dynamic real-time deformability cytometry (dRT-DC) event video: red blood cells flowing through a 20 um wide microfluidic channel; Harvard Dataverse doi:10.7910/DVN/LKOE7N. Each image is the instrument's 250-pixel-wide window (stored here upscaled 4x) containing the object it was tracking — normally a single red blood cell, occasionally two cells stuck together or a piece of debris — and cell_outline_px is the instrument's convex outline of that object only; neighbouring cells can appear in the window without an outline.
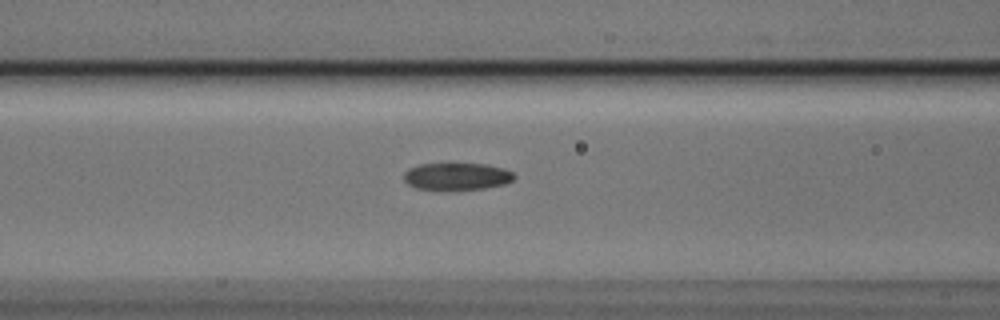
{"species": "Egyptian fruit bat (a non-hibernating species)", "species_latin": "Rousettus aegyptiacus", "temperature_condition": "cold", "stored_images_in_passage": 6, "camera_frame_rate_fps": 3000, "um_per_image_px": 0.085, "animal": {"sex": "male"}, "frame": {"image": 1, "passage_image": 6, "time_ms": 1.667, "image_size_px": [1000, 320], "cell_outline_px": [[516, 176], [512, 180], [504, 184], [484, 188], [456, 192], [444, 192], [416, 188], [408, 184], [404, 180], [404, 172], [408, 168], [420, 164], [484, 164], [504, 168], [512, 172]], "centroid_in_image_um": [38.79, 15.04], "position_along_channel_um": 127.8, "area_um2": 18.09}}